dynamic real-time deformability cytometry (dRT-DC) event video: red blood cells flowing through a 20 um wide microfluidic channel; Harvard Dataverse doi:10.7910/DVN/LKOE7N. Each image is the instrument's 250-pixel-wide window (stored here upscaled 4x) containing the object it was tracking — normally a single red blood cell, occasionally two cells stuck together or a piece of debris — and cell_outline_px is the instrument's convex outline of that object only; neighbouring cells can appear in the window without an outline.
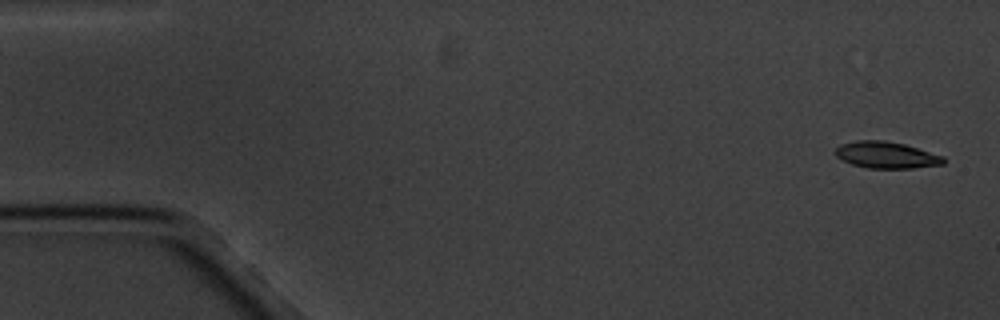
{"species": "common noctule bat (a hibernating species)", "species_latin": "Nyctalus noctula", "temperature_condition": "cold", "stored_images_in_passage": 5, "camera_frame_rate_fps": 3000, "um_per_image_px": 0.085, "animal": {"sex": "male", "body_mass_g": 20.1, "forearm_length_mm": 53.5}, "frame": {"image": 1, "passage_image": 1, "time_ms": 0.0, "image_size_px": [1000, 320], "cell_outline_px": [[944, 164], [912, 168], [868, 168], [852, 164], [836, 156], [832, 152], [840, 144], [856, 140], [884, 140], [904, 144], [944, 156]], "centroid_in_image_um": [75.31, 13.17], "position_along_channel_um": 9.7, "area_um2": 16.76}}
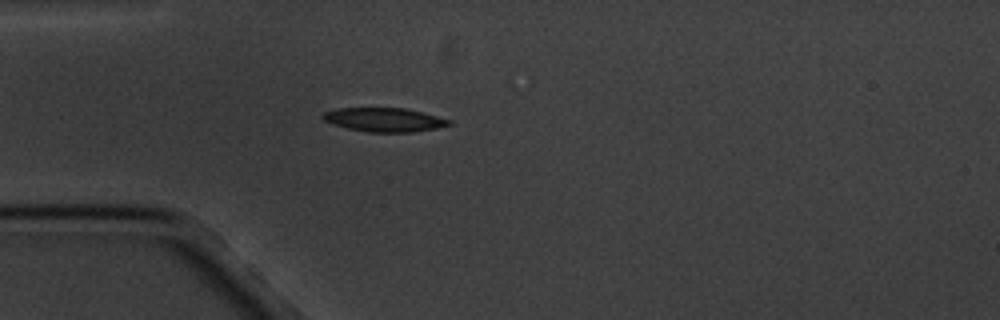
{"frame": {"image": 2, "passage_image": 5, "time_ms": 4.667, "image_size_px": [1000, 320], "cell_outline_px": [[452, 124], [436, 128], [412, 132], [368, 132], [348, 128], [332, 124], [324, 120], [320, 116], [324, 112], [336, 108], [404, 108], [452, 120]], "centroid_in_image_um": [32.63, 10.18], "position_along_channel_um": 52.4, "area_um2": 17.46}}